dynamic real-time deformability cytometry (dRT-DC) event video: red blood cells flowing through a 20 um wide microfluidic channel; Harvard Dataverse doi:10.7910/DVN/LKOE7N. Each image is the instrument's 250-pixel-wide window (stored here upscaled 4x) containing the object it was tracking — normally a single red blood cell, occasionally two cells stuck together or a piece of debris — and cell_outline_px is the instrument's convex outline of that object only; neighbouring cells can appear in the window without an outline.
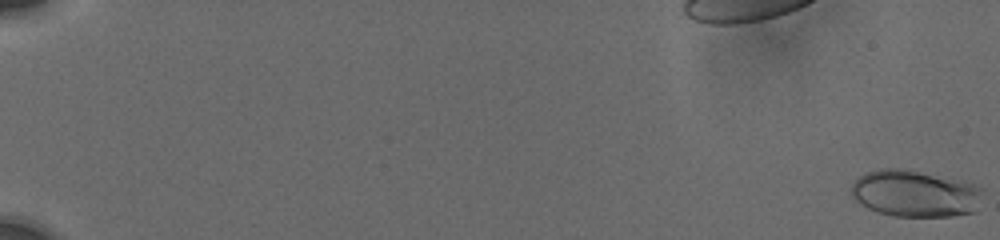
{"species": "human", "species_latin": "Homo sapiens", "temperature_condition": "cold", "stored_images_in_passage": 53, "camera_frame_rate_fps": 3000, "um_per_image_px": 0.085, "donor": {"sex": "male"}, "frame": {"image": 1, "passage_image": 1, "time_ms": 0.0, "image_size_px": [1000, 240], "cell_outline_px": [[984, 188], [976, 212], [952, 216], [892, 216], [876, 212], [860, 204], [852, 196], [852, 184], [860, 176], [868, 172], [880, 168], [896, 168], [960, 180]], "centroid_in_image_um": [77.79, 16.47], "position_along_channel_um": 7.2, "area_um2": 35.66}}
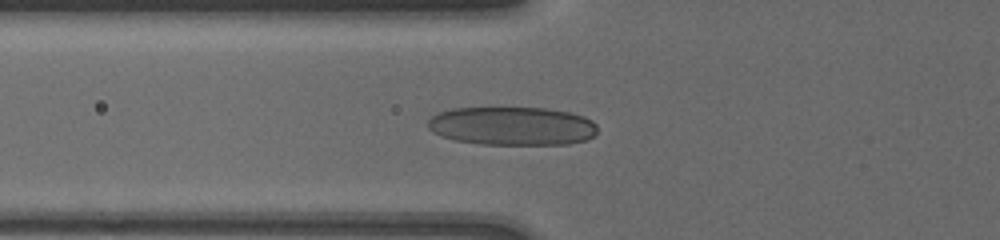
{"frame": {"image": 2, "passage_image": 37, "time_ms": 8.0, "image_size_px": [1000, 240], "cell_outline_px": [[596, 136], [588, 140], [568, 144], [480, 144], [456, 140], [432, 132], [428, 128], [428, 120], [432, 116], [440, 112], [452, 108], [544, 108], [568, 112], [584, 116], [592, 120], [596, 124]], "centroid_in_image_um": [43.57, 10.71], "position_along_channel_um": 82.2, "area_um2": 38.09}}
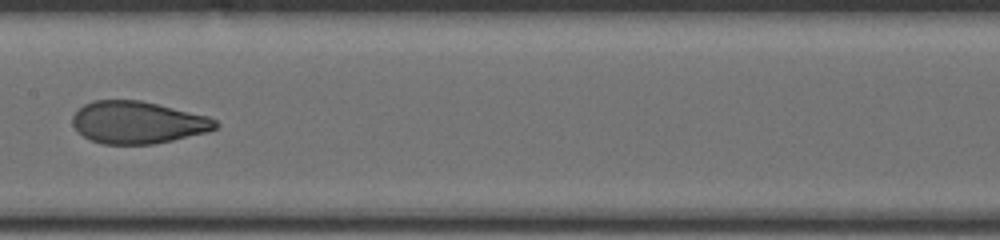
{"frame": {"image": 3, "passage_image": 50, "time_ms": 11.0, "image_size_px": [1000, 240], "cell_outline_px": [[220, 124], [216, 128], [208, 132], [172, 140], [152, 144], [100, 144], [84, 136], [72, 124], [72, 116], [84, 104], [96, 100], [140, 100], [208, 116], [216, 120]], "centroid_in_image_um": [11.72, 10.41], "position_along_channel_um": 195.7, "area_um2": 35.03}}